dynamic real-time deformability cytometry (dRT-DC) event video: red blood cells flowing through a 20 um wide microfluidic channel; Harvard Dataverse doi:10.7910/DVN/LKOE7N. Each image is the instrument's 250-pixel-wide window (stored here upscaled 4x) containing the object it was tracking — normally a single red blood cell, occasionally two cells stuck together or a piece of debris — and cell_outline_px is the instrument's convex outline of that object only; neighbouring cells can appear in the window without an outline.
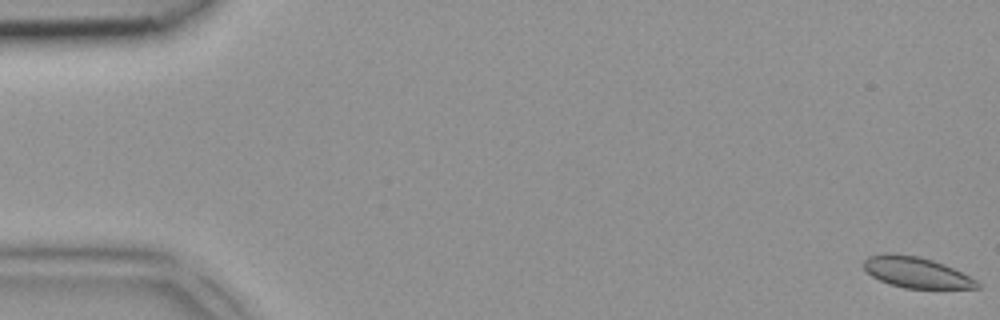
{"species": "common noctule bat (a hibernating species)", "species_latin": "Nyctalus noctula", "temperature_condition": "room temperature", "stored_images_in_passage": 5, "camera_frame_rate_fps": 3000, "um_per_image_px": 0.085, "animal": {"sex": "female", "body_mass_g": 18.4}, "frame": {"image": 1, "passage_image": 1, "time_ms": 0.0, "image_size_px": [1000, 320], "cell_outline_px": [[980, 288], [904, 288], [888, 284], [872, 276], [864, 268], [864, 260], [868, 256], [916, 256], [932, 260], [944, 264], [976, 280], [980, 284]], "centroid_in_image_um": [77.92, 23.2], "position_along_channel_um": 7.1, "area_um2": 19.48}}
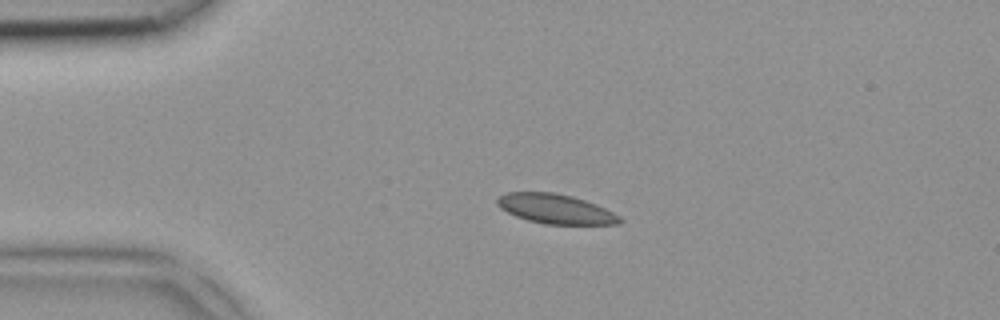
{"frame": {"image": 2, "passage_image": 4, "time_ms": 1.0, "image_size_px": [1000, 320], "cell_outline_px": [[624, 220], [620, 224], [544, 224], [528, 220], [516, 216], [500, 208], [496, 204], [496, 200], [500, 196], [508, 192], [552, 192], [572, 196], [596, 204], [620, 216]], "centroid_in_image_um": [47.23, 17.76], "position_along_channel_um": 37.8, "area_um2": 21.04}}